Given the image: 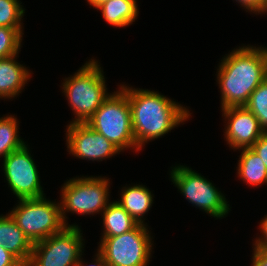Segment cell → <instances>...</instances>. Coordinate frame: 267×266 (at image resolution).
I'll return each instance as SVG.
<instances>
[{"label":"cell","instance_id":"7c38bea8","mask_svg":"<svg viewBox=\"0 0 267 266\" xmlns=\"http://www.w3.org/2000/svg\"><path fill=\"white\" fill-rule=\"evenodd\" d=\"M225 120L224 139L234 151L250 148L265 132L258 119L245 106L221 109Z\"/></svg>","mask_w":267,"mask_h":266},{"label":"cell","instance_id":"3957f363","mask_svg":"<svg viewBox=\"0 0 267 266\" xmlns=\"http://www.w3.org/2000/svg\"><path fill=\"white\" fill-rule=\"evenodd\" d=\"M102 69L98 60L89 59L77 72L63 79L62 93L65 95L73 115L75 114V118L70 123L87 122L111 94L107 92Z\"/></svg>","mask_w":267,"mask_h":266},{"label":"cell","instance_id":"4fadbf2b","mask_svg":"<svg viewBox=\"0 0 267 266\" xmlns=\"http://www.w3.org/2000/svg\"><path fill=\"white\" fill-rule=\"evenodd\" d=\"M19 54L0 59V99L17 98L27 81L32 77V71L20 64L17 60Z\"/></svg>","mask_w":267,"mask_h":266},{"label":"cell","instance_id":"5b68a950","mask_svg":"<svg viewBox=\"0 0 267 266\" xmlns=\"http://www.w3.org/2000/svg\"><path fill=\"white\" fill-rule=\"evenodd\" d=\"M110 180L106 176H82L67 179L61 187L60 207L63 221L68 224L66 213L83 216L102 213L111 202Z\"/></svg>","mask_w":267,"mask_h":266},{"label":"cell","instance_id":"52a82bcc","mask_svg":"<svg viewBox=\"0 0 267 266\" xmlns=\"http://www.w3.org/2000/svg\"><path fill=\"white\" fill-rule=\"evenodd\" d=\"M170 179L178 191L192 204L215 219L225 218L230 212L225 195L201 173L185 165L170 167Z\"/></svg>","mask_w":267,"mask_h":266},{"label":"cell","instance_id":"44dd1931","mask_svg":"<svg viewBox=\"0 0 267 266\" xmlns=\"http://www.w3.org/2000/svg\"><path fill=\"white\" fill-rule=\"evenodd\" d=\"M20 0H0V27L24 28L25 8Z\"/></svg>","mask_w":267,"mask_h":266},{"label":"cell","instance_id":"603a6c76","mask_svg":"<svg viewBox=\"0 0 267 266\" xmlns=\"http://www.w3.org/2000/svg\"><path fill=\"white\" fill-rule=\"evenodd\" d=\"M251 149L263 160L267 169V132H264L259 139L251 146Z\"/></svg>","mask_w":267,"mask_h":266},{"label":"cell","instance_id":"d4e9b609","mask_svg":"<svg viewBox=\"0 0 267 266\" xmlns=\"http://www.w3.org/2000/svg\"><path fill=\"white\" fill-rule=\"evenodd\" d=\"M246 12L253 14H258L261 11V8L265 0H235Z\"/></svg>","mask_w":267,"mask_h":266},{"label":"cell","instance_id":"f1b7e54d","mask_svg":"<svg viewBox=\"0 0 267 266\" xmlns=\"http://www.w3.org/2000/svg\"><path fill=\"white\" fill-rule=\"evenodd\" d=\"M90 6L93 8H97L99 5L103 4L104 2L108 0H86Z\"/></svg>","mask_w":267,"mask_h":266},{"label":"cell","instance_id":"4dcf8cb0","mask_svg":"<svg viewBox=\"0 0 267 266\" xmlns=\"http://www.w3.org/2000/svg\"><path fill=\"white\" fill-rule=\"evenodd\" d=\"M265 64H266V79H267V47L265 46Z\"/></svg>","mask_w":267,"mask_h":266},{"label":"cell","instance_id":"8992f818","mask_svg":"<svg viewBox=\"0 0 267 266\" xmlns=\"http://www.w3.org/2000/svg\"><path fill=\"white\" fill-rule=\"evenodd\" d=\"M17 201L18 204L8 213L33 244L66 227L60 202L48 200L46 196Z\"/></svg>","mask_w":267,"mask_h":266},{"label":"cell","instance_id":"1f68e13d","mask_svg":"<svg viewBox=\"0 0 267 266\" xmlns=\"http://www.w3.org/2000/svg\"><path fill=\"white\" fill-rule=\"evenodd\" d=\"M19 266H30L28 263H21Z\"/></svg>","mask_w":267,"mask_h":266},{"label":"cell","instance_id":"ba28073f","mask_svg":"<svg viewBox=\"0 0 267 266\" xmlns=\"http://www.w3.org/2000/svg\"><path fill=\"white\" fill-rule=\"evenodd\" d=\"M150 232L148 225L138 224L122 235L101 237L97 251L106 266H147L154 245Z\"/></svg>","mask_w":267,"mask_h":266},{"label":"cell","instance_id":"6da1fadb","mask_svg":"<svg viewBox=\"0 0 267 266\" xmlns=\"http://www.w3.org/2000/svg\"><path fill=\"white\" fill-rule=\"evenodd\" d=\"M118 86L127 93L133 134L139 151L147 142L168 134L182 123L185 124L192 114L187 106L157 91L129 87L126 84Z\"/></svg>","mask_w":267,"mask_h":266},{"label":"cell","instance_id":"8fae6325","mask_svg":"<svg viewBox=\"0 0 267 266\" xmlns=\"http://www.w3.org/2000/svg\"><path fill=\"white\" fill-rule=\"evenodd\" d=\"M67 152L87 161H102L122 152L86 122L69 123L65 130Z\"/></svg>","mask_w":267,"mask_h":266},{"label":"cell","instance_id":"2e32d148","mask_svg":"<svg viewBox=\"0 0 267 266\" xmlns=\"http://www.w3.org/2000/svg\"><path fill=\"white\" fill-rule=\"evenodd\" d=\"M238 151H241L236 169L238 178L250 187L267 185V169L260 156L251 147Z\"/></svg>","mask_w":267,"mask_h":266},{"label":"cell","instance_id":"7a4b0ae2","mask_svg":"<svg viewBox=\"0 0 267 266\" xmlns=\"http://www.w3.org/2000/svg\"><path fill=\"white\" fill-rule=\"evenodd\" d=\"M216 81L221 109L245 106L250 95L266 79L265 47L242 45L222 57Z\"/></svg>","mask_w":267,"mask_h":266},{"label":"cell","instance_id":"9a60e30c","mask_svg":"<svg viewBox=\"0 0 267 266\" xmlns=\"http://www.w3.org/2000/svg\"><path fill=\"white\" fill-rule=\"evenodd\" d=\"M154 195L145 185L135 184L124 186L121 189L120 199L116 202L120 204L131 217L139 224L145 223V214L148 213L153 205Z\"/></svg>","mask_w":267,"mask_h":266},{"label":"cell","instance_id":"d6986e66","mask_svg":"<svg viewBox=\"0 0 267 266\" xmlns=\"http://www.w3.org/2000/svg\"><path fill=\"white\" fill-rule=\"evenodd\" d=\"M19 121L14 115L0 117V158L21 148L26 142L19 135Z\"/></svg>","mask_w":267,"mask_h":266},{"label":"cell","instance_id":"83f0119b","mask_svg":"<svg viewBox=\"0 0 267 266\" xmlns=\"http://www.w3.org/2000/svg\"><path fill=\"white\" fill-rule=\"evenodd\" d=\"M95 256L91 264L85 265L86 263L83 262V257L81 255L76 266H106L104 257L98 251L96 252Z\"/></svg>","mask_w":267,"mask_h":266},{"label":"cell","instance_id":"277c9868","mask_svg":"<svg viewBox=\"0 0 267 266\" xmlns=\"http://www.w3.org/2000/svg\"><path fill=\"white\" fill-rule=\"evenodd\" d=\"M86 123L122 152L126 149L139 152L133 134L127 93L120 86L103 101Z\"/></svg>","mask_w":267,"mask_h":266},{"label":"cell","instance_id":"4316f807","mask_svg":"<svg viewBox=\"0 0 267 266\" xmlns=\"http://www.w3.org/2000/svg\"><path fill=\"white\" fill-rule=\"evenodd\" d=\"M253 248L252 253V265L251 266H267V250Z\"/></svg>","mask_w":267,"mask_h":266},{"label":"cell","instance_id":"cb8c5ba5","mask_svg":"<svg viewBox=\"0 0 267 266\" xmlns=\"http://www.w3.org/2000/svg\"><path fill=\"white\" fill-rule=\"evenodd\" d=\"M260 235L253 240V247L267 250V215L260 220L259 224Z\"/></svg>","mask_w":267,"mask_h":266},{"label":"cell","instance_id":"ac0fdd59","mask_svg":"<svg viewBox=\"0 0 267 266\" xmlns=\"http://www.w3.org/2000/svg\"><path fill=\"white\" fill-rule=\"evenodd\" d=\"M103 232L101 237H114L134 229L139 223L116 201H112L101 213Z\"/></svg>","mask_w":267,"mask_h":266},{"label":"cell","instance_id":"f546056e","mask_svg":"<svg viewBox=\"0 0 267 266\" xmlns=\"http://www.w3.org/2000/svg\"><path fill=\"white\" fill-rule=\"evenodd\" d=\"M267 14V0H265L264 1V4H263V6H262V8H261V11L257 14V15H259V14Z\"/></svg>","mask_w":267,"mask_h":266},{"label":"cell","instance_id":"484cf974","mask_svg":"<svg viewBox=\"0 0 267 266\" xmlns=\"http://www.w3.org/2000/svg\"><path fill=\"white\" fill-rule=\"evenodd\" d=\"M21 262L0 245V266H19Z\"/></svg>","mask_w":267,"mask_h":266},{"label":"cell","instance_id":"5bb4252c","mask_svg":"<svg viewBox=\"0 0 267 266\" xmlns=\"http://www.w3.org/2000/svg\"><path fill=\"white\" fill-rule=\"evenodd\" d=\"M0 245L4 246L21 263L29 262L33 243L17 226L9 213L0 215Z\"/></svg>","mask_w":267,"mask_h":266},{"label":"cell","instance_id":"ffe728a7","mask_svg":"<svg viewBox=\"0 0 267 266\" xmlns=\"http://www.w3.org/2000/svg\"><path fill=\"white\" fill-rule=\"evenodd\" d=\"M245 107L253 113L262 129L267 132V79L250 95Z\"/></svg>","mask_w":267,"mask_h":266},{"label":"cell","instance_id":"30bf717a","mask_svg":"<svg viewBox=\"0 0 267 266\" xmlns=\"http://www.w3.org/2000/svg\"><path fill=\"white\" fill-rule=\"evenodd\" d=\"M30 148L25 143L21 148L3 158V173L8 187L17 199L45 196L40 176Z\"/></svg>","mask_w":267,"mask_h":266},{"label":"cell","instance_id":"7402d4cb","mask_svg":"<svg viewBox=\"0 0 267 266\" xmlns=\"http://www.w3.org/2000/svg\"><path fill=\"white\" fill-rule=\"evenodd\" d=\"M24 28L0 27V59L19 54Z\"/></svg>","mask_w":267,"mask_h":266},{"label":"cell","instance_id":"9c48e42d","mask_svg":"<svg viewBox=\"0 0 267 266\" xmlns=\"http://www.w3.org/2000/svg\"><path fill=\"white\" fill-rule=\"evenodd\" d=\"M81 232L79 226H66L62 231L35 242L28 264L30 266H76L85 248Z\"/></svg>","mask_w":267,"mask_h":266},{"label":"cell","instance_id":"e0dca14e","mask_svg":"<svg viewBox=\"0 0 267 266\" xmlns=\"http://www.w3.org/2000/svg\"><path fill=\"white\" fill-rule=\"evenodd\" d=\"M96 9L100 10L107 24L119 28L132 25L139 14L137 0H108Z\"/></svg>","mask_w":267,"mask_h":266}]
</instances>
